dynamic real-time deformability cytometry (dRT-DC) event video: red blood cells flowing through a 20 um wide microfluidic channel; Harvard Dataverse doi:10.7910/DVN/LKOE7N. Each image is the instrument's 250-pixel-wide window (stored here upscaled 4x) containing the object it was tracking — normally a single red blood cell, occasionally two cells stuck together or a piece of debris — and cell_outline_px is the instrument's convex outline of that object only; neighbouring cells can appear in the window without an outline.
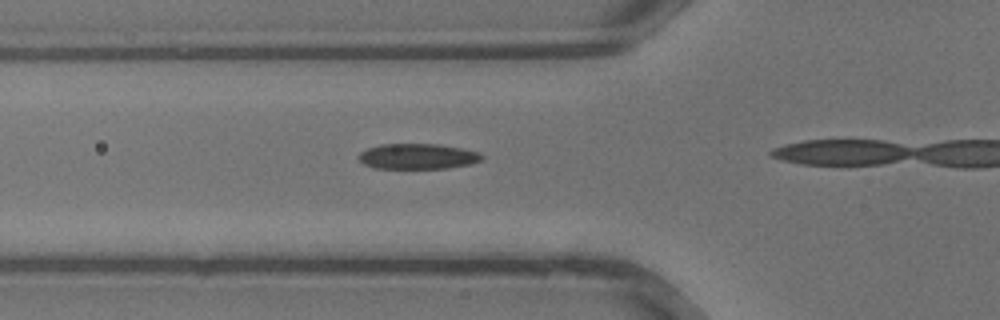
{"species": "common noctule bat (a hibernating species)", "species_latin": "Nyctalus noctula", "temperature_condition": "warm", "stored_images_in_passage": 6, "camera_frame_rate_fps": 3000, "um_per_image_px": 0.085, "animal": {"sex": "male", "body_mass_g": 13.3}, "frame": {"image": 1, "passage_image": 3, "time_ms": 0.667, "image_size_px": [1000, 320], "cell_outline_px": [[484, 160], [472, 164], [448, 168], [372, 168], [364, 164], [356, 156], [360, 152], [368, 148], [380, 144], [440, 144], [480, 152], [484, 156]], "centroid_in_image_um": [35.53, 13.29], "position_along_channel_um": 90.3, "area_um2": 18.5}}
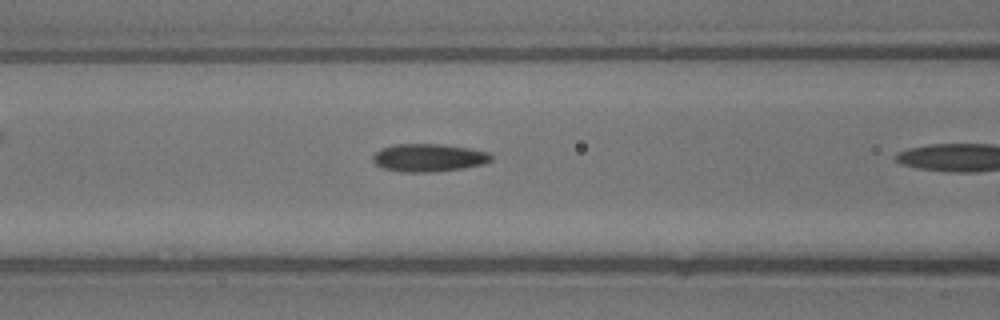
{"frame": {"image": 2, "passage_image": 5, "time_ms": 1.333, "image_size_px": [1000, 320], "cell_outline_px": [[492, 160], [484, 164], [464, 168], [432, 172], [400, 172], [384, 168], [376, 164], [372, 160], [372, 156], [380, 148], [396, 144], [440, 144], [468, 148], [488, 152], [492, 156]], "centroid_in_image_um": [36.43, 13.41], "position_along_channel_um": 130.2, "area_um2": 19.25}}